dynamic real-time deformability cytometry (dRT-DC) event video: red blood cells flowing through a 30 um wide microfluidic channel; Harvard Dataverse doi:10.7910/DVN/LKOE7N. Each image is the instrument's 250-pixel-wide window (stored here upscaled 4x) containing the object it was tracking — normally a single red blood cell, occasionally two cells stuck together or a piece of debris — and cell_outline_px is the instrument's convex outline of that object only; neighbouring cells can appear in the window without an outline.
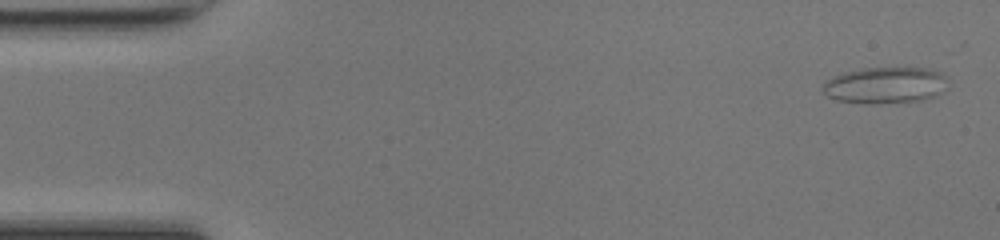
{"species": "common noctule bat (a hibernating species)", "species_latin": "Nyctalus noctula", "temperature_condition": "room temperature", "stored_images_in_passage": 40, "camera_frame_rate_fps": 3000, "um_per_image_px": 0.085, "animal": {"sex": "female", "body_mass_g": 17.0, "forearm_length_mm": 48.0}, "frame": {"image": 1, "passage_image": 2, "time_ms": 0.333, "image_size_px": [1000, 240], "cell_outline_px": [[948, 88], [944, 92], [936, 96], [920, 100], [868, 104], [836, 100], [828, 96], [820, 88], [832, 76], [864, 68], [932, 68], [948, 76]], "centroid_in_image_um": [75.32, 7.24], "position_along_channel_um": 9.7, "area_um2": 26.76}}
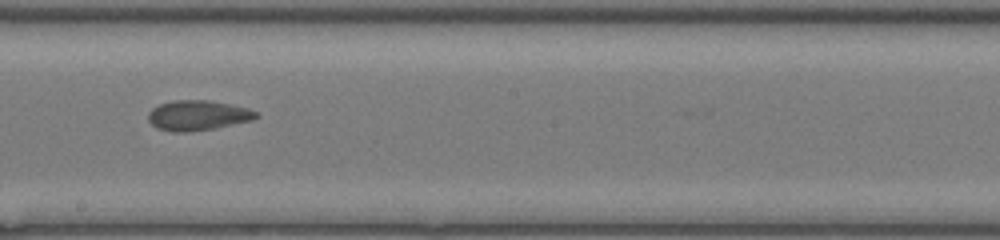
{"frame": {"image": 2, "passage_image": 27, "time_ms": 8.667, "image_size_px": [1000, 240], "cell_outline_px": [[260, 116], [252, 120], [212, 128], [184, 132], [172, 132], [156, 128], [148, 120], [148, 112], [152, 108], [160, 104], [176, 100], [208, 100], [248, 108], [256, 112]], "centroid_in_image_um": [16.78, 9.8], "position_along_channel_um": 231.4, "area_um2": 18.67}}
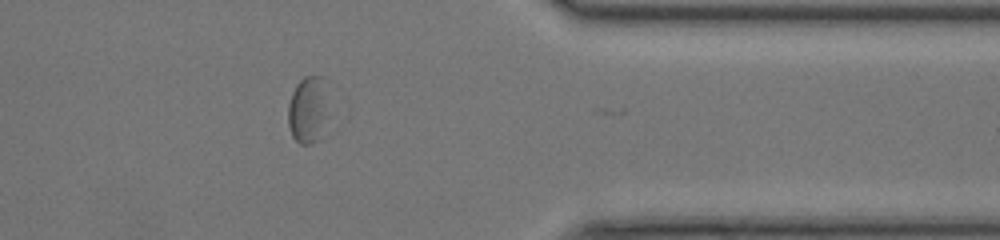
{"frame": {"image": 3, "passage_image": 39, "time_ms": 12.667, "image_size_px": [1000, 240], "cell_outline_px": [[328, 116], [320, 140], [312, 144], [300, 144], [292, 136], [288, 124], [288, 104], [292, 92], [296, 84], [304, 76], [324, 76]], "centroid_in_image_um": [26.19, 9.34], "position_along_channel_um": 385.2, "area_um2": 16.18}, "authors_computed_cell_mechanics": {"area_um2": 19.1318, "velocity_mm_per_s": 4.2552, "shape_relaxation_time_tau1_ms": null, "shape_relaxation_time_tau2_ms": 2.4177, "deformation_change_tau1": null, "deformation_change_tau2": 0.0871}}